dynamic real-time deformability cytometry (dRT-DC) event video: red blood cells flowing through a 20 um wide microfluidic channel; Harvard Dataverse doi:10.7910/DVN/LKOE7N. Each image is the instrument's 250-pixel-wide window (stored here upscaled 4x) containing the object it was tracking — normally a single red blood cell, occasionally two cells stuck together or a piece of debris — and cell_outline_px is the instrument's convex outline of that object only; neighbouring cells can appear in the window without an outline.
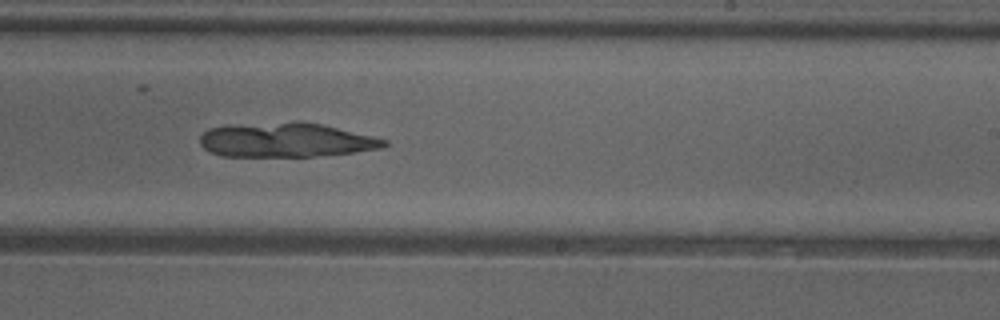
{"species": "common noctule bat (a hibernating species)", "species_latin": "Nyctalus noctula", "temperature_condition": "cold", "stored_images_in_passage": 51, "camera_frame_rate_fps": 3000, "um_per_image_px": 0.085, "animal": {"sex": "female"}, "frame": {"image": 1, "passage_image": 31, "time_ms": 10.0, "image_size_px": [1000, 320], "cell_outline_px": [[388, 144], [380, 148], [352, 152], [312, 156], [220, 156], [204, 148], [200, 144], [200, 136], [208, 128], [232, 124], [320, 124], [372, 136], [388, 140]], "centroid_in_image_um": [24.25, 11.93], "position_along_channel_um": 264.7, "area_um2": 35.66}}